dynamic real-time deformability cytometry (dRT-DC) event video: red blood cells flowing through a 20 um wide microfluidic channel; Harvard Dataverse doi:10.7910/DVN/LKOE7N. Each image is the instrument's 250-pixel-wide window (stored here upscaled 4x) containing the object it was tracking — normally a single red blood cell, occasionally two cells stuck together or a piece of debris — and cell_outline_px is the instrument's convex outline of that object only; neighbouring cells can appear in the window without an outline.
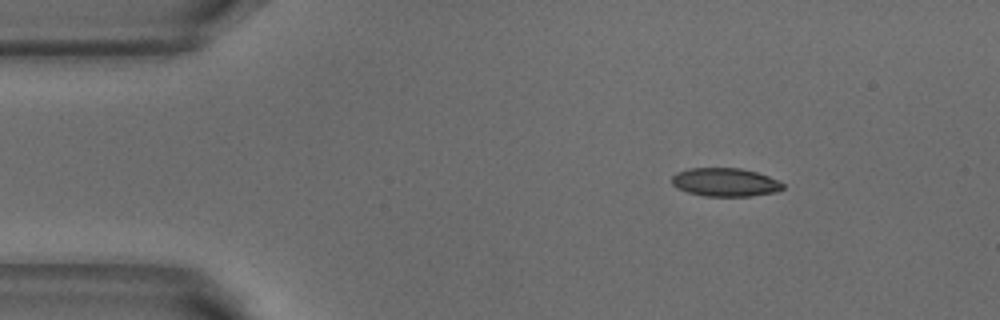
{"species": "common noctule bat (a hibernating species)", "species_latin": "Nyctalus noctula", "temperature_condition": "warm", "stored_images_in_passage": 3, "camera_frame_rate_fps": 3000, "um_per_image_px": 0.085, "animal": {"sex": "male", "body_mass_g": 18.8}, "frame": {"image": 1, "passage_image": 1, "time_ms": 0.0, "image_size_px": [1000, 320], "cell_outline_px": [[784, 188], [776, 192], [752, 196], [704, 196], [688, 192], [676, 188], [672, 184], [672, 176], [676, 172], [688, 168], [740, 168], [756, 172], [768, 176], [784, 184]], "centroid_in_image_um": [61.61, 15.49], "position_along_channel_um": 23.4, "area_um2": 18.44}}